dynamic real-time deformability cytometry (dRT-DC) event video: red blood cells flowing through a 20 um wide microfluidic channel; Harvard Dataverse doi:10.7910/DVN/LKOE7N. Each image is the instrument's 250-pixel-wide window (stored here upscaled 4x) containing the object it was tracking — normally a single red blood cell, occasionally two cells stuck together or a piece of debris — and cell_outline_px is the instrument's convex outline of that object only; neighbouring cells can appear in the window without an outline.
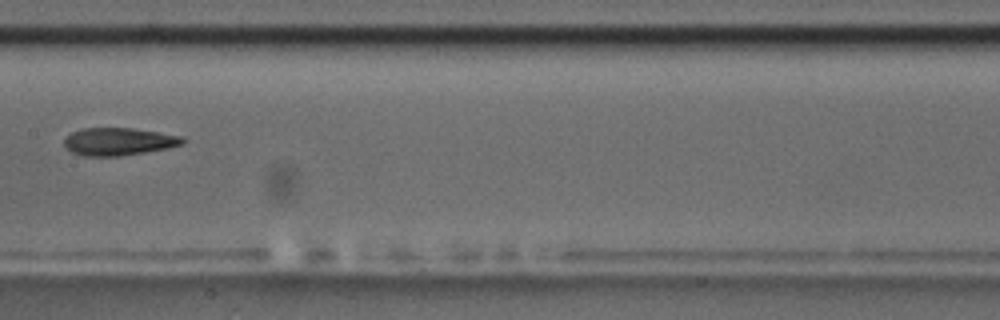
{"species": "common noctule bat (a hibernating species)", "species_latin": "Nyctalus noctula", "temperature_condition": "room temperature", "stored_images_in_passage": 10, "camera_frame_rate_fps": 3000, "um_per_image_px": 0.085, "animal": {"sex": "male", "body_mass_g": 17.5, "forearm_length_mm": 52.3}, "frame": {"image": 1, "passage_image": 9, "time_ms": 9.333, "image_size_px": [1000, 320], "cell_outline_px": [[184, 144], [168, 148], [120, 156], [84, 156], [72, 152], [64, 144], [64, 140], [72, 132], [84, 128], [132, 128], [184, 136]], "centroid_in_image_um": [10.12, 12.03], "position_along_channel_um": 197.3, "area_um2": 18.96}}
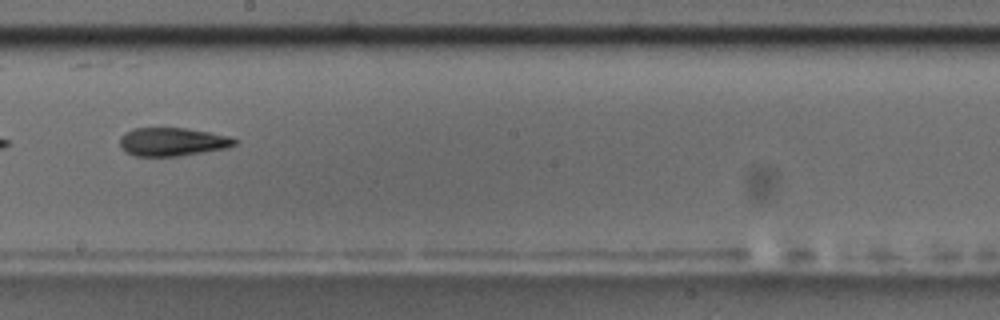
{"frame": {"image": 2, "passage_image": 10, "time_ms": 10.333, "image_size_px": [1000, 320], "cell_outline_px": [[240, 140], [236, 144], [228, 148], [180, 156], [136, 156], [120, 148], [120, 136], [124, 132], [132, 128], [184, 128], [208, 132], [228, 136]], "centroid_in_image_um": [14.66, 12.05], "position_along_channel_um": 233.5, "area_um2": 19.07}}